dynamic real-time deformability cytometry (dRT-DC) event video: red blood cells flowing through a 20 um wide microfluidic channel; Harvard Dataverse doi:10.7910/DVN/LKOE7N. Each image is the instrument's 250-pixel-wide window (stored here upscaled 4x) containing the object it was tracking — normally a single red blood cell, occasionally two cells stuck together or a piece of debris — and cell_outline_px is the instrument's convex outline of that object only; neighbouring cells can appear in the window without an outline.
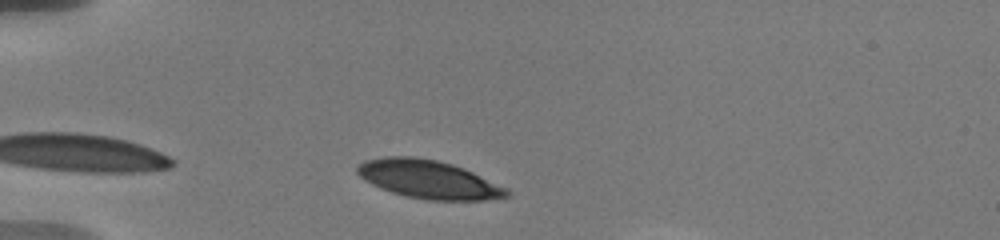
{"species": "human", "species_latin": "Homo sapiens", "temperature_condition": "warm", "stored_images_in_passage": 5, "camera_frame_rate_fps": 3000, "um_per_image_px": 0.085, "donor": {"sex": "male"}, "frame": {"image": 1, "passage_image": 2, "time_ms": 1.0, "image_size_px": [1000, 240], "cell_outline_px": [[512, 196], [484, 200], [428, 200], [404, 196], [380, 188], [364, 180], [356, 172], [356, 168], [364, 160], [388, 156], [412, 156], [436, 160], [452, 164], [472, 172], [508, 188], [512, 192]], "centroid_in_image_um": [36.44, 15.25], "position_along_channel_um": 48.6, "area_um2": 33.41}}
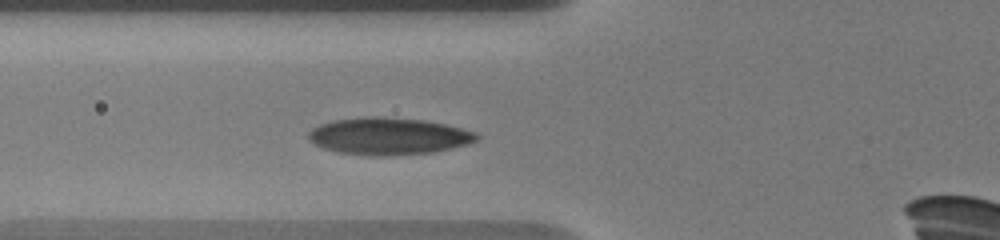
{"frame": {"image": 2, "passage_image": 4, "time_ms": 3.0, "image_size_px": [1000, 240], "cell_outline_px": [[480, 136], [476, 140], [468, 144], [452, 148], [432, 152], [380, 156], [376, 156], [340, 152], [324, 148], [308, 140], [308, 132], [312, 128], [320, 124], [332, 120], [364, 116], [380, 116], [424, 120], [444, 124], [476, 132]], "centroid_in_image_um": [33.01, 11.56], "position_along_channel_um": 92.8, "area_um2": 36.24}}